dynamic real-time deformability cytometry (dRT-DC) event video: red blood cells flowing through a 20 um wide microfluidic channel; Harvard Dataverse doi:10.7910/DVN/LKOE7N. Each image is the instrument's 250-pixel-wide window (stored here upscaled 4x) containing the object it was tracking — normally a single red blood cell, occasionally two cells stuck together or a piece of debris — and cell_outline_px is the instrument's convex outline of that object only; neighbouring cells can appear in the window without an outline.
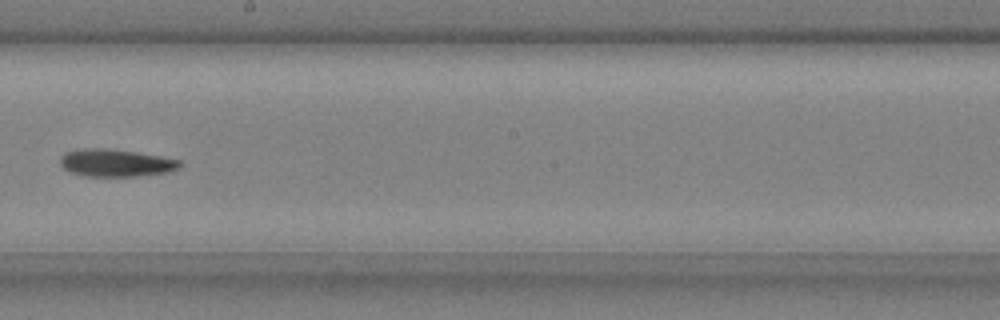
{"species": "common noctule bat (a hibernating species)", "species_latin": "Nyctalus noctula", "temperature_condition": "cold", "stored_images_in_passage": 7, "camera_frame_rate_fps": 3000, "um_per_image_px": 0.085, "animal": {"sex": "male", "body_mass_g": 20.4}, "frame": {"image": 1, "passage_image": 7, "time_ms": 2.0, "image_size_px": [1000, 320], "cell_outline_px": [[184, 164], [180, 168], [172, 172], [136, 176], [84, 176], [72, 172], [64, 168], [60, 164], [60, 156], [64, 152], [80, 148], [108, 148], [136, 152], [160, 156], [180, 160]], "centroid_in_image_um": [9.87, 13.84], "position_along_channel_um": 238.3, "area_um2": 19.42}}